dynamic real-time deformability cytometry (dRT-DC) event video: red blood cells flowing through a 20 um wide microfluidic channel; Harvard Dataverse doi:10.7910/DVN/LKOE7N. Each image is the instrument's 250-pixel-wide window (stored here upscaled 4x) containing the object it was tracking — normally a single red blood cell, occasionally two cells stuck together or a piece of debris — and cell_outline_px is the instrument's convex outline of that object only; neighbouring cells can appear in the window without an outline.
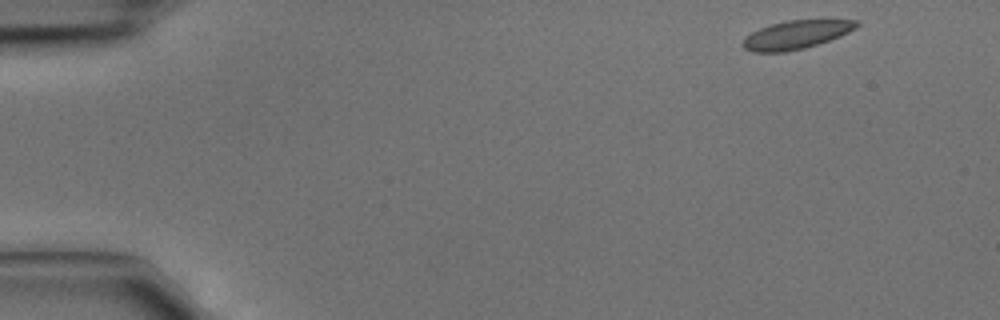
{"species": "common noctule bat (a hibernating species)", "species_latin": "Nyctalus noctula", "temperature_condition": "cold", "stored_images_in_passage": 3, "camera_frame_rate_fps": 3000, "um_per_image_px": 0.085, "animal": {"sex": "male", "body_mass_g": 15.6}, "frame": {"image": 1, "passage_image": 1, "time_ms": 0.0, "image_size_px": [1000, 320], "cell_outline_px": [[860, 24], [856, 28], [840, 36], [804, 48], [784, 52], [752, 52], [744, 48], [740, 44], [744, 36], [760, 28], [772, 24], [788, 20], [860, 20]], "centroid_in_image_um": [67.63, 2.95], "position_along_channel_um": 17.4, "area_um2": 18.79}}